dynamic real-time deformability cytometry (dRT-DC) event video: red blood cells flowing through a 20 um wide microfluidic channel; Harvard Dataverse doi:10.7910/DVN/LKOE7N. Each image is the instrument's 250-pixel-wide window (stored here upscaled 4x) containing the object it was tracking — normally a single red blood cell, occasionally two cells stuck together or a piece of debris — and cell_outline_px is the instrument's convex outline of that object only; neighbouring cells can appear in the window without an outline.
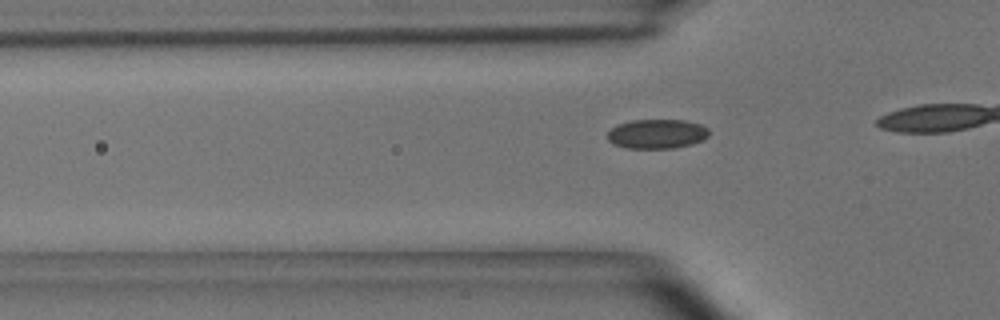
{"species": "common noctule bat (a hibernating species)", "species_latin": "Nyctalus noctula", "temperature_condition": "room temperature", "stored_images_in_passage": 17, "camera_frame_rate_fps": 3000, "um_per_image_px": 0.085, "animal": {"sex": "male", "body_mass_g": 15.6}, "frame": {"image": 1, "passage_image": 12, "time_ms": 3.667, "image_size_px": [1000, 320], "cell_outline_px": [[708, 136], [692, 144], [676, 148], [628, 148], [612, 144], [608, 140], [608, 132], [616, 124], [632, 120], [684, 120], [700, 124], [708, 128]], "centroid_in_image_um": [55.82, 11.38], "position_along_channel_um": 70.0, "area_um2": 17.4}}